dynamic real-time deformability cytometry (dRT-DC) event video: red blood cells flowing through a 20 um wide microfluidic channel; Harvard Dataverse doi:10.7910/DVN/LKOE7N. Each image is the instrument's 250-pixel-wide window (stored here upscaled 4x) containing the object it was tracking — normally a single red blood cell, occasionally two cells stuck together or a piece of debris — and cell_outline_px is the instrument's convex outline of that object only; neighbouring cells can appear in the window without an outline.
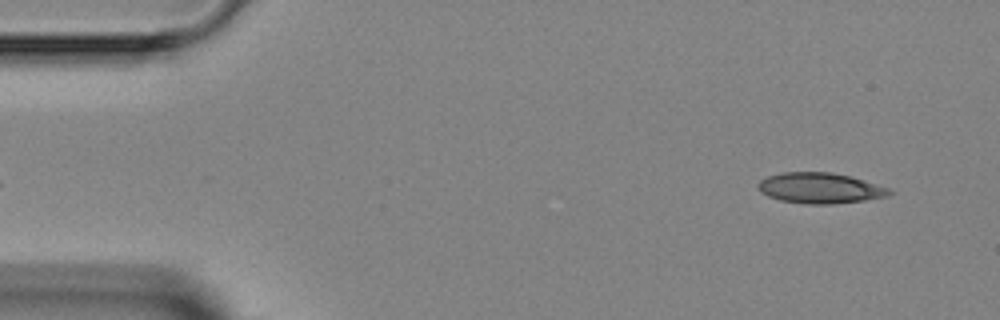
{"species": "Egyptian fruit bat (a non-hibernating species)", "species_latin": "Rousettus aegyptiacus", "temperature_condition": "room temperature", "stored_images_in_passage": 4, "segment_of_instrument_passage": [2, 2], "camera_frame_rate_fps": 3000, "um_per_image_px": 0.085, "animal": {"sex": "female"}, "frame": {"image": 1, "passage_image": 4, "time_ms": 3.333, "image_size_px": [1000, 320], "cell_outline_px": [[892, 192], [888, 196], [864, 200], [832, 204], [804, 204], [780, 200], [768, 196], [760, 192], [756, 184], [760, 180], [768, 176], [780, 172], [832, 172], [848, 176], [888, 188]], "centroid_in_image_um": [69.63, 15.99], "position_along_channel_um": 15.4, "area_um2": 23.29}}